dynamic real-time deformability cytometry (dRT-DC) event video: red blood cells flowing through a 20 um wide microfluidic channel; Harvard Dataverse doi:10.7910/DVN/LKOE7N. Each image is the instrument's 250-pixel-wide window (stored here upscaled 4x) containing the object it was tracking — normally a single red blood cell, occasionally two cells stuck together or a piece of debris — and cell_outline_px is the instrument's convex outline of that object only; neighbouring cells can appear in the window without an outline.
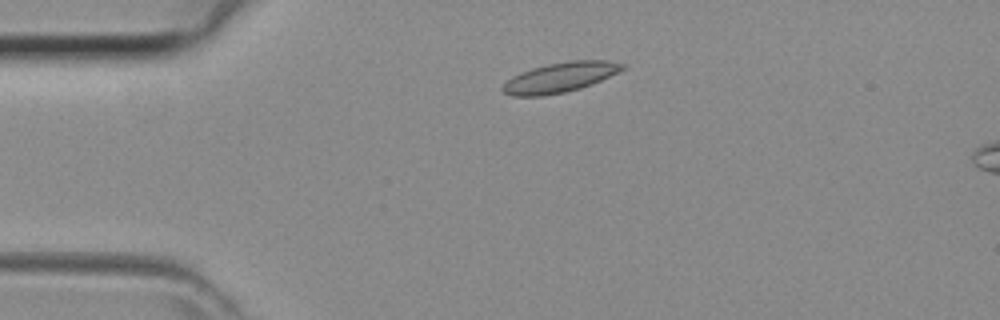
{"species": "common noctule bat (a hibernating species)", "species_latin": "Nyctalus noctula", "temperature_condition": "room temperature", "stored_images_in_passage": 7, "camera_frame_rate_fps": 3000, "um_per_image_px": 0.085, "animal": {"sex": "female", "body_mass_g": 29.2, "forearm_length_mm": 56.3}, "frame": {"image": 1, "passage_image": 3, "time_ms": 0.667, "image_size_px": [1000, 320], "cell_outline_px": [[628, 68], [600, 80], [580, 88], [564, 92], [544, 96], [512, 96], [504, 92], [500, 88], [512, 76], [520, 72], [532, 68], [548, 64], [568, 60], [608, 60], [628, 64]], "centroid_in_image_um": [47.64, 6.56], "position_along_channel_um": 37.4, "area_um2": 20.98}}